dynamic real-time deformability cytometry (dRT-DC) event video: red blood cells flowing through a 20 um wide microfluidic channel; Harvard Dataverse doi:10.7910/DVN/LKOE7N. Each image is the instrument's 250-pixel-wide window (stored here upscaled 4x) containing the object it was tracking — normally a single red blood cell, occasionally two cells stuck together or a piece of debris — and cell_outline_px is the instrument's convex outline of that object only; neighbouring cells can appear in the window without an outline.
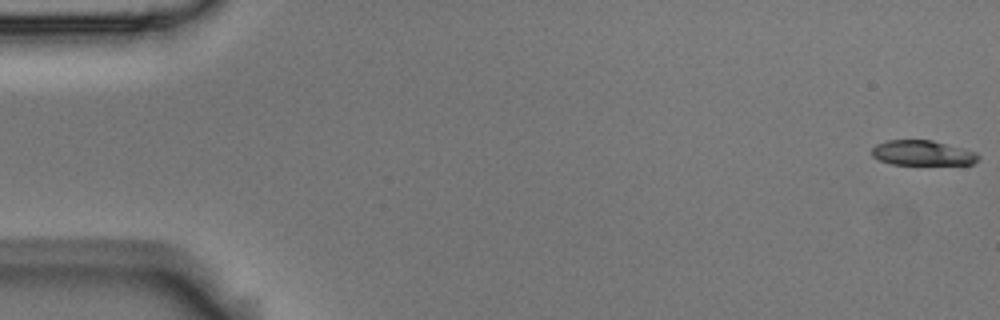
{"species": "Egyptian fruit bat (a non-hibernating species)", "species_latin": "Rousettus aegyptiacus", "temperature_condition": "room temperature", "stored_images_in_passage": 7, "camera_frame_rate_fps": 3000, "um_per_image_px": 0.085, "animal": {"sex": "male"}, "frame": {"image": 1, "passage_image": 1, "time_ms": 0.0, "image_size_px": [1000, 320], "cell_outline_px": [[980, 156], [972, 164], [892, 164], [880, 160], [872, 156], [872, 148], [876, 144], [888, 140], [932, 140], [976, 152]], "centroid_in_image_um": [78.39, 13.0], "position_along_channel_um": 6.6, "area_um2": 15.32}}
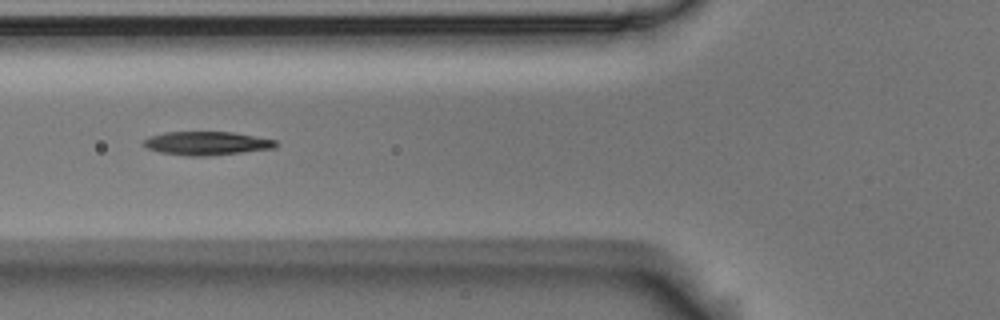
{"frame": {"image": 2, "passage_image": 6, "time_ms": 1.667, "image_size_px": [1000, 320], "cell_outline_px": [[276, 148], [208, 156], [188, 156], [160, 152], [148, 148], [144, 144], [144, 140], [152, 136], [164, 132], [232, 132], [276, 140]], "centroid_in_image_um": [17.59, 12.18], "position_along_channel_um": 108.2, "area_um2": 17.92}}
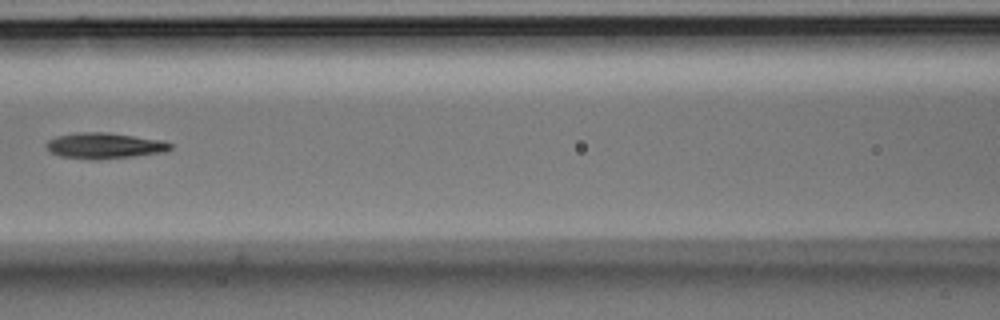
{"frame": {"image": 3, "passage_image": 7, "time_ms": 2.0, "image_size_px": [1000, 320], "cell_outline_px": [[172, 148], [164, 152], [100, 160], [92, 160], [60, 156], [44, 148], [44, 144], [48, 140], [56, 136], [76, 132], [108, 132], [164, 140], [172, 144]], "centroid_in_image_um": [8.85, 12.38], "position_along_channel_um": 157.7, "area_um2": 18.96}}